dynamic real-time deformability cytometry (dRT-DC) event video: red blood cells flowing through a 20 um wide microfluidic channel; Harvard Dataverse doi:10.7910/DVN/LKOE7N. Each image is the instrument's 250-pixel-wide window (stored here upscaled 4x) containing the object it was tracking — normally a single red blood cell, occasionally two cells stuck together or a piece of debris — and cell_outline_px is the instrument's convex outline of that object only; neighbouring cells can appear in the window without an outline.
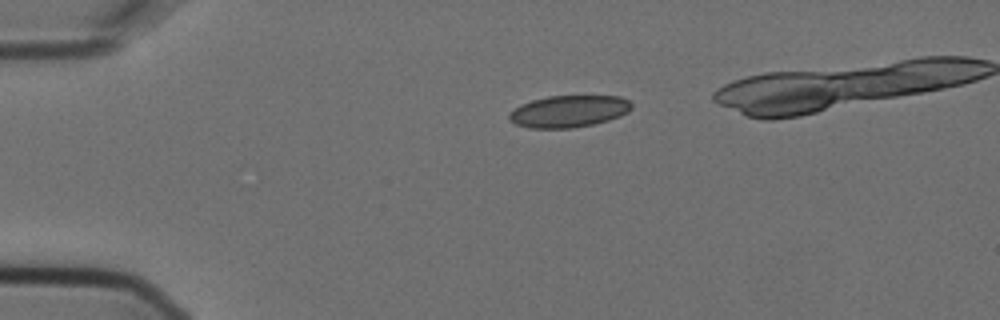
{"species": "Egyptian fruit bat (a non-hibernating species)", "species_latin": "Rousettus aegyptiacus", "temperature_condition": "cold", "stored_images_in_passage": 4, "camera_frame_rate_fps": 3000, "um_per_image_px": 0.085, "animal": {"sex": "female"}, "frame": {"image": 1, "passage_image": 1, "time_ms": 0.0, "image_size_px": [1000, 320], "cell_outline_px": [[632, 108], [628, 112], [620, 116], [608, 120], [592, 124], [572, 128], [528, 128], [516, 124], [508, 120], [508, 116], [520, 104], [532, 100], [548, 96], [620, 96], [628, 100], [632, 104]], "centroid_in_image_um": [48.35, 9.46], "position_along_channel_um": 36.7, "area_um2": 22.72}}